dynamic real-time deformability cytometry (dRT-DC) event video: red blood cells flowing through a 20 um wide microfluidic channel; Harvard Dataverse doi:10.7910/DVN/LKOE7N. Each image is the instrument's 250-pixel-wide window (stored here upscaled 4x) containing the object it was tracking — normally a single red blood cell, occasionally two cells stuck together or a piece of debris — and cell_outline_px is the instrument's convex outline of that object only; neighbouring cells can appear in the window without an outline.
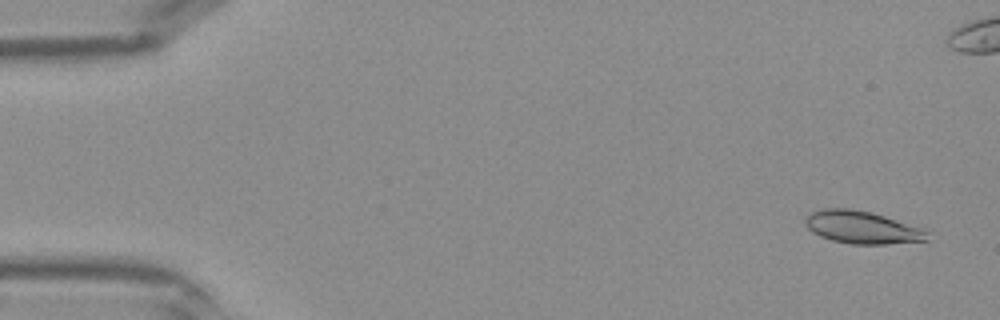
{"species": "Egyptian fruit bat (a non-hibernating species)", "species_latin": "Rousettus aegyptiacus", "temperature_condition": "warm", "stored_images_in_passage": 42, "camera_frame_rate_fps": 3000, "um_per_image_px": 0.085, "frame": {"image": 1, "passage_image": 2, "time_ms": 0.333, "image_size_px": [1000, 320], "cell_outline_px": [[928, 240], [888, 244], [852, 244], [832, 240], [820, 236], [812, 232], [804, 224], [804, 220], [808, 212], [824, 208], [848, 208], [868, 212], [884, 216], [920, 228], [928, 232]], "centroid_in_image_um": [73.2, 19.32], "position_along_channel_um": 11.8, "area_um2": 23.0}}
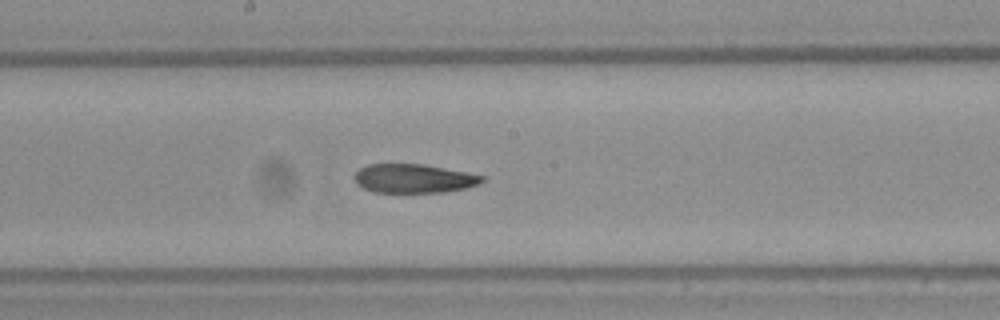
{"frame": {"image": 2, "passage_image": 22, "time_ms": 7.0, "image_size_px": [1000, 320], "cell_outline_px": [[484, 180], [480, 184], [468, 188], [444, 192], [376, 192], [364, 188], [356, 184], [356, 172], [360, 168], [368, 164], [424, 164], [468, 172], [484, 176]], "centroid_in_image_um": [35.22, 15.17], "position_along_channel_um": 213.0, "area_um2": 21.5}}
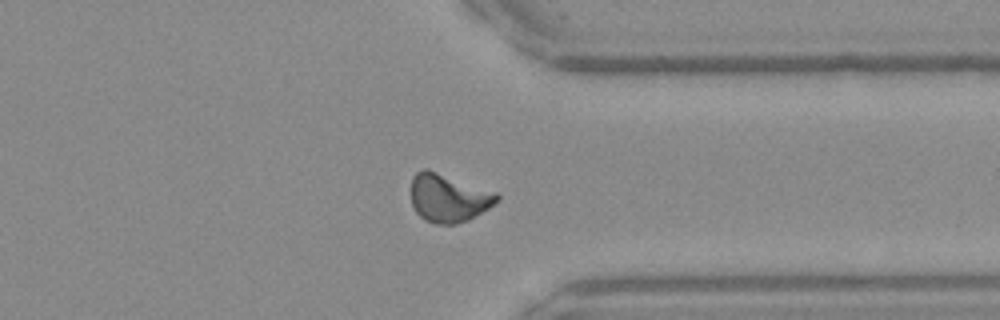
{"frame": {"image": 3, "passage_image": 32, "time_ms": 10.333, "image_size_px": [1000, 320], "cell_outline_px": [[500, 196], [488, 208], [468, 220], [456, 224], [436, 224], [424, 220], [416, 212], [412, 204], [412, 176], [416, 172], [424, 168], [428, 168], [496, 192]], "centroid_in_image_um": [38.09, 16.81], "position_along_channel_um": 373.3, "area_um2": 24.04}}